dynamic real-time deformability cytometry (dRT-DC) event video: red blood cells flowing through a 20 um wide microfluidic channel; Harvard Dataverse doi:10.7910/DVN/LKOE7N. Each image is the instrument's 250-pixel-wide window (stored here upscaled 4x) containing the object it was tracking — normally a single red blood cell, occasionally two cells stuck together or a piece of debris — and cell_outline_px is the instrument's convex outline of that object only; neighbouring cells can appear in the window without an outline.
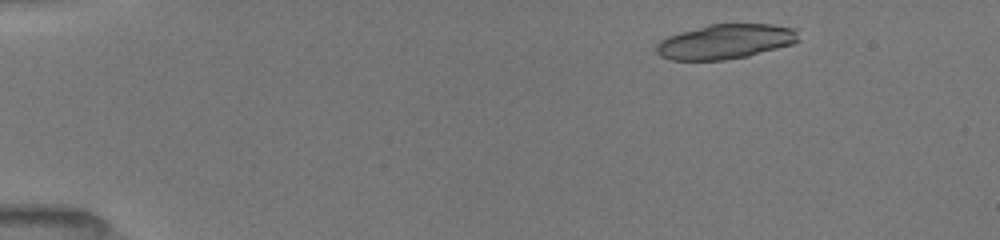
{"species": "common noctule bat (a hibernating species)", "species_latin": "Nyctalus noctula", "temperature_condition": "room temperature", "stored_images_in_passage": 28, "camera_frame_rate_fps": 3000, "um_per_image_px": 0.085, "animal": {"sex": "female", "body_mass_g": 19.5, "forearm_length_mm": 54.1}, "frame": {"image": 1, "passage_image": 3, "time_ms": 1.333, "image_size_px": [1000, 240], "cell_outline_px": [[800, 40], [792, 44], [748, 56], [724, 60], [672, 60], [660, 56], [656, 52], [656, 44], [660, 40], [668, 36], [680, 32], [708, 24], [772, 24], [792, 28], [796, 32]], "centroid_in_image_um": [61.63, 3.54], "position_along_channel_um": 23.4, "area_um2": 28.73}}
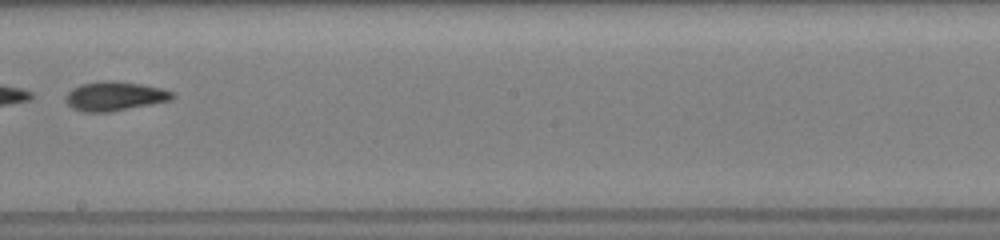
{"frame": {"image": 2, "passage_image": 17, "time_ms": 9.333, "image_size_px": [1000, 240], "cell_outline_px": [[176, 96], [172, 100], [108, 112], [84, 112], [72, 108], [64, 100], [64, 96], [72, 88], [80, 84], [104, 80], [116, 80], [140, 84], [160, 88], [176, 92]], "centroid_in_image_um": [9.74, 8.16], "position_along_channel_um": 238.5, "area_um2": 18.32}}
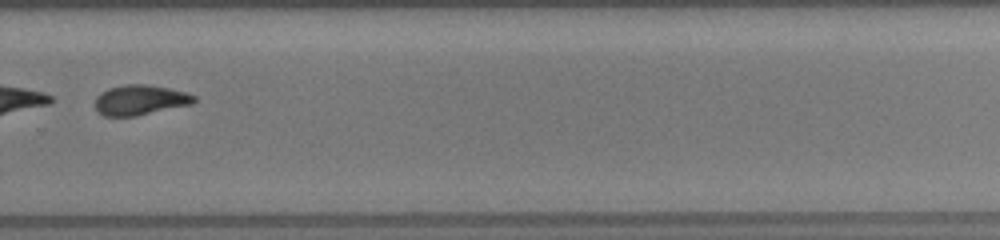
{"frame": {"image": 3, "passage_image": 20, "time_ms": 11.333, "image_size_px": [1000, 240], "cell_outline_px": [[196, 100], [192, 104], [132, 116], [104, 116], [96, 108], [96, 96], [100, 92], [108, 88], [124, 84], [148, 84], [168, 88], [184, 92], [196, 96]], "centroid_in_image_um": [11.89, 8.48], "position_along_channel_um": 317.9, "area_um2": 17.17}, "authors_computed_cell_mechanics": {"area_um2": 28.7844, "velocity_mm_per_s": 3.9762, "shape_relaxation_time_tau1_ms": 4.65, "shape_relaxation_time_tau2_ms": 2.3944, "deformation_change_tau1": 0.1746, "deformation_change_tau2": 0.0802}}